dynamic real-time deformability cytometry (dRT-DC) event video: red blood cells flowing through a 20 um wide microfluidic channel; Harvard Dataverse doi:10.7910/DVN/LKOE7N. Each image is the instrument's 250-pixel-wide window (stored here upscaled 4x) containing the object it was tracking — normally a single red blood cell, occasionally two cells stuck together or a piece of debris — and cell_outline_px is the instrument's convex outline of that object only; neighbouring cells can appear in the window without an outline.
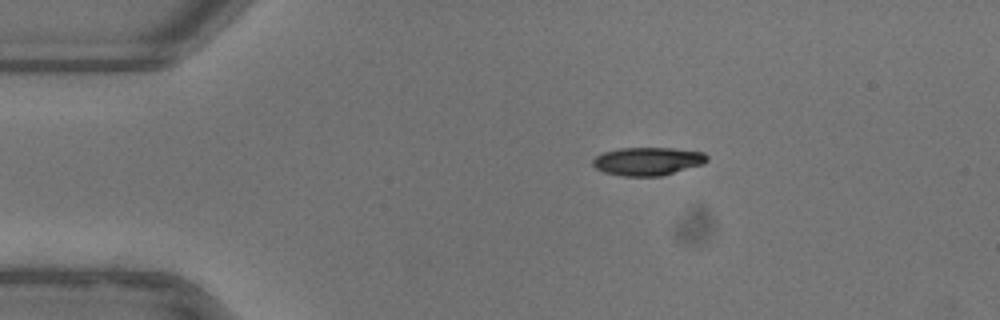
{"species": "common noctule bat (a hibernating species)", "species_latin": "Nyctalus noctula", "temperature_condition": "warm", "stored_images_in_passage": 44, "camera_frame_rate_fps": 3000, "um_per_image_px": 0.085, "animal": {"sex": "female"}, "frame": {"image": 1, "passage_image": 1, "time_ms": 0.0, "image_size_px": [1000, 320], "cell_outline_px": [[708, 160], [704, 164], [660, 176], [620, 176], [604, 172], [596, 168], [592, 164], [592, 160], [596, 156], [604, 152], [620, 148], [672, 148], [704, 152], [708, 156]], "centroid_in_image_um": [55.06, 13.71], "position_along_channel_um": 29.9, "area_um2": 18.79}}
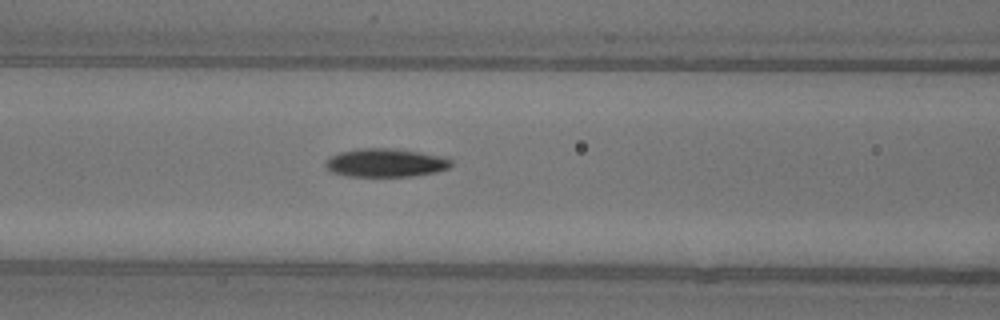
{"frame": {"image": 2, "passage_image": 13, "time_ms": 4.0, "image_size_px": [1000, 320], "cell_outline_px": [[452, 164], [448, 168], [432, 172], [412, 176], [348, 176], [332, 172], [324, 164], [332, 156], [340, 152], [356, 148], [396, 148], [448, 156], [452, 160]], "centroid_in_image_um": [32.83, 13.81], "position_along_channel_um": 133.8, "area_um2": 20.87}}
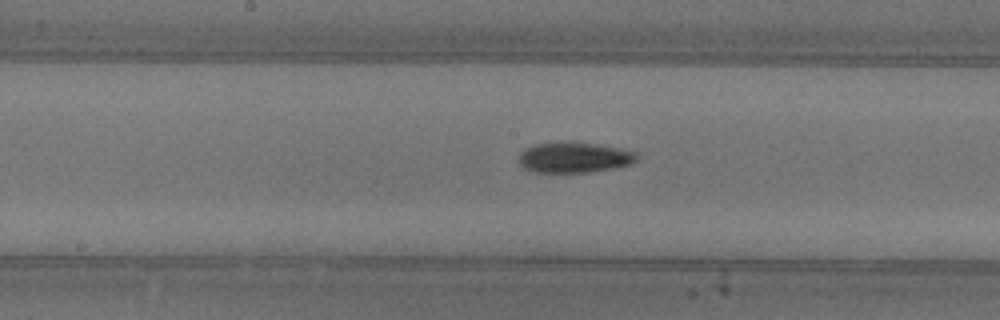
{"frame": {"image": 3, "passage_image": 18, "time_ms": 5.667, "image_size_px": [1000, 320], "cell_outline_px": [[640, 152], [636, 160], [632, 164], [612, 168], [588, 172], [536, 172], [524, 168], [520, 164], [520, 152], [524, 148], [536, 144], [560, 140], [564, 140], [596, 144], [620, 148]], "centroid_in_image_um": [48.82, 13.35], "position_along_channel_um": 199.4, "area_um2": 21.33}, "authors_computed_cell_mechanics": {"area_um2": 19.8543, "velocity_mm_per_s": 3.9361, "shape_relaxation_time_tau1_ms": 4.0717, "shape_relaxation_time_tau2_ms": 9.0879, "deformation_change_tau1": 0.17, "deformation_change_tau2": 0.1741}}